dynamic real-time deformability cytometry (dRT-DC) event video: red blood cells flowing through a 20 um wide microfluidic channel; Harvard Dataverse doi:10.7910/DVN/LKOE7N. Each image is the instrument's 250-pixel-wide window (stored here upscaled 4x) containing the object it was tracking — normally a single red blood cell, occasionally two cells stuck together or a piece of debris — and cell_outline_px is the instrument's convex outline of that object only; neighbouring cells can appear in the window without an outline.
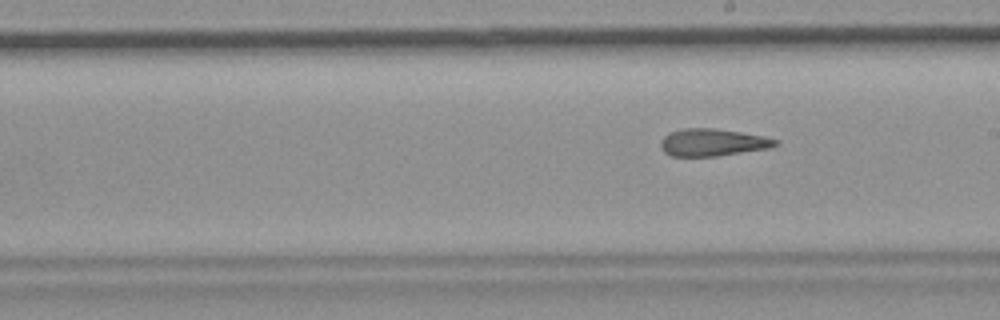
{"species": "common noctule bat (a hibernating species)", "species_latin": "Nyctalus noctula", "temperature_condition": "room temperature", "stored_images_in_passage": 17, "camera_frame_rate_fps": 3000, "um_per_image_px": 0.085, "animal": {"sex": "female", "body_mass_g": 19.9}, "frame": {"image": 1, "passage_image": 10, "time_ms": 11.667, "image_size_px": [1000, 320], "cell_outline_px": [[780, 144], [768, 148], [716, 156], [672, 156], [664, 152], [660, 148], [660, 140], [664, 136], [672, 132], [684, 128], [716, 128], [764, 136], [780, 140]], "centroid_in_image_um": [60.58, 12.1], "position_along_channel_um": 228.4, "area_um2": 18.26}, "authors_computed_cell_mechanics": {"area_um2": 19.074, "velocity_mm_per_s": 3.6997, "shape_relaxation_time_tau1_ms": null, "shape_relaxation_time_tau2_ms": 3.849, "deformation_change_tau1": null, "deformation_change_tau2": 0.0894}}